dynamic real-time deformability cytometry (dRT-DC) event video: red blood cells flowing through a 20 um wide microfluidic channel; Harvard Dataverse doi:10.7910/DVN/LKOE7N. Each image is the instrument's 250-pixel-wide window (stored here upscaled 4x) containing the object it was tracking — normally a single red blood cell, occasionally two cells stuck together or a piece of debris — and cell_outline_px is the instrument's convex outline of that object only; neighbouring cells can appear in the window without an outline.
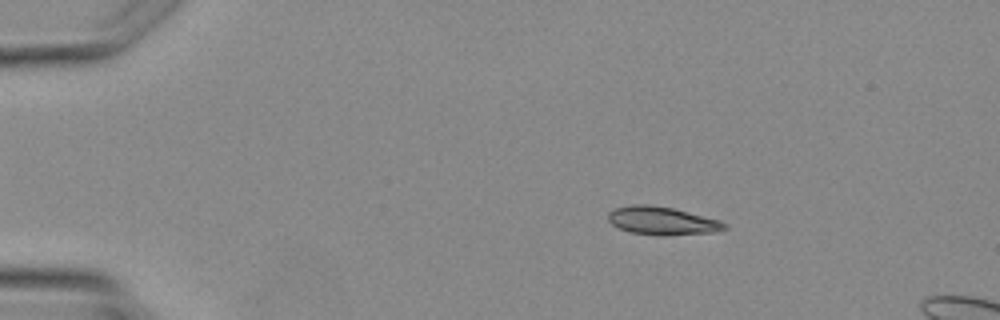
{"species": "Egyptian fruit bat (a non-hibernating species)", "species_latin": "Rousettus aegyptiacus", "temperature_condition": "warm", "stored_images_in_passage": 4, "camera_frame_rate_fps": 3000, "um_per_image_px": 0.085, "animal": {"sex": "female"}, "frame": {"image": 1, "passage_image": 2, "time_ms": 1.333, "image_size_px": [1000, 320], "cell_outline_px": [[728, 228], [716, 232], [664, 236], [660, 236], [628, 232], [612, 224], [608, 220], [608, 212], [616, 208], [632, 204], [648, 204], [672, 208], [720, 220], [728, 224]], "centroid_in_image_um": [56.3, 18.78], "position_along_channel_um": 28.7, "area_um2": 19.25}}
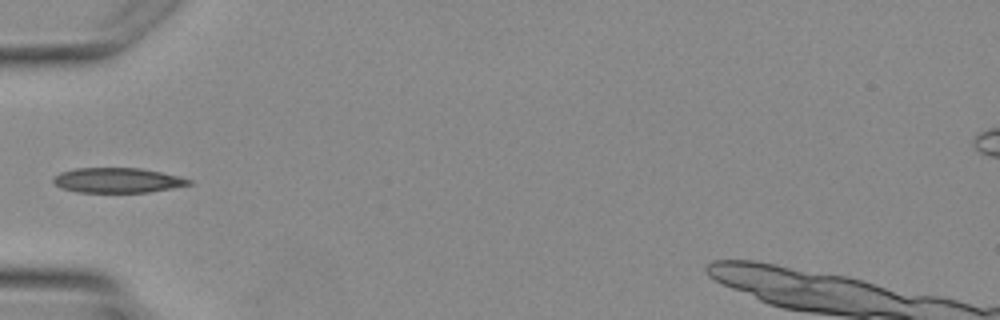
{"frame": {"image": 2, "passage_image": 4, "time_ms": 3.667, "image_size_px": [1000, 320], "cell_outline_px": [[196, 184], [148, 192], [76, 192], [60, 188], [52, 184], [52, 180], [60, 172], [76, 168], [140, 168], [160, 172], [192, 180]], "centroid_in_image_um": [9.97, 15.33], "position_along_channel_um": 75.0, "area_um2": 19.77}}